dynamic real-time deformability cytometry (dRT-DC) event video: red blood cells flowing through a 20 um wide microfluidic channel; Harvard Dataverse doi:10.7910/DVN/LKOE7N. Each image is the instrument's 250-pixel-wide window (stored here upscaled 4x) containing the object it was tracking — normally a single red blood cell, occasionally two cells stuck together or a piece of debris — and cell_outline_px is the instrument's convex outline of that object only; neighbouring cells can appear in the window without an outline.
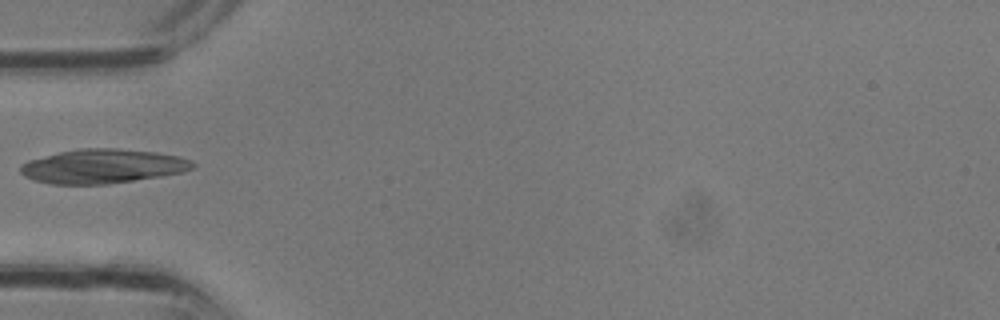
{"species": "common noctule bat (a hibernating species)", "species_latin": "Nyctalus noctula", "temperature_condition": "room temperature", "stored_images_in_passage": 3, "camera_frame_rate_fps": 3000, "um_per_image_px": 0.085, "animal": {"sex": "male", "body_mass_g": 13.3}, "frame": {"image": 1, "passage_image": 3, "time_ms": 0.667, "image_size_px": [1000, 320], "cell_outline_px": [[196, 168], [180, 172], [160, 176], [108, 184], [52, 184], [36, 180], [24, 176], [20, 172], [20, 164], [28, 160], [60, 152], [80, 148], [116, 148], [156, 152], [180, 156], [192, 160], [196, 164]], "centroid_in_image_um": [8.75, 14.12], "position_along_channel_um": 76.3, "area_um2": 34.33}}